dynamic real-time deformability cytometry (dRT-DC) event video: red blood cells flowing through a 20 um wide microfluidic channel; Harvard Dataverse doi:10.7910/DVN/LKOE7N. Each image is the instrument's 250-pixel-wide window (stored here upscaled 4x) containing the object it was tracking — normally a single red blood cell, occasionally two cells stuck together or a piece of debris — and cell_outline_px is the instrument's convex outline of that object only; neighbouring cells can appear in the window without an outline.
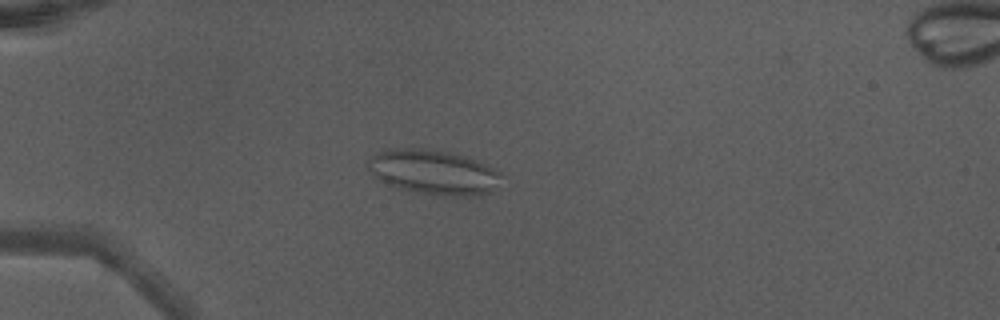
{"species": "Egyptian fruit bat (a non-hibernating species)", "species_latin": "Rousettus aegyptiacus", "temperature_condition": "warm", "stored_images_in_passage": 49, "camera_frame_rate_fps": 3000, "um_per_image_px": 0.085, "animal": {"sex": "male"}, "frame": {"image": 1, "passage_image": 15, "time_ms": 4.667, "image_size_px": [1000, 320], "cell_outline_px": [[500, 188], [492, 192], [480, 196], [440, 196], [412, 192], [388, 184], [380, 180], [364, 168], [368, 156], [384, 148], [424, 148], [452, 152], [476, 160], [500, 172]], "centroid_in_image_um": [36.81, 14.63], "position_along_channel_um": 48.2, "area_um2": 35.72}}
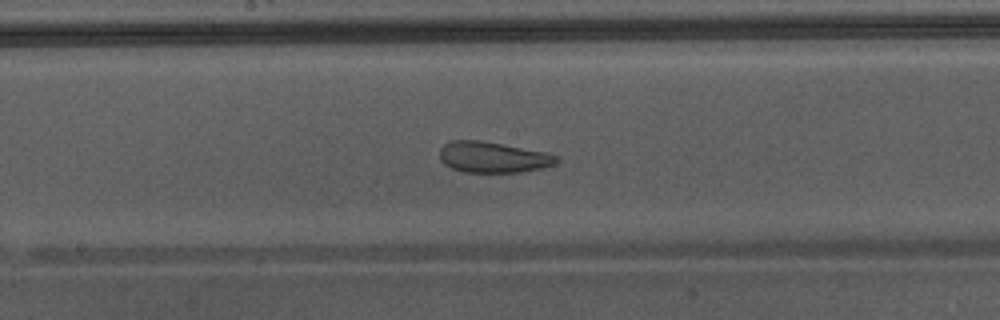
{"frame": {"image": 2, "passage_image": 28, "time_ms": 9.0, "image_size_px": [1000, 320], "cell_outline_px": [[560, 160], [556, 164], [540, 168], [520, 172], [464, 172], [452, 168], [444, 164], [440, 160], [440, 148], [444, 144], [452, 140], [480, 140], [544, 152], [556, 156]], "centroid_in_image_um": [41.87, 13.36], "position_along_channel_um": 206.3, "area_um2": 20.87}}